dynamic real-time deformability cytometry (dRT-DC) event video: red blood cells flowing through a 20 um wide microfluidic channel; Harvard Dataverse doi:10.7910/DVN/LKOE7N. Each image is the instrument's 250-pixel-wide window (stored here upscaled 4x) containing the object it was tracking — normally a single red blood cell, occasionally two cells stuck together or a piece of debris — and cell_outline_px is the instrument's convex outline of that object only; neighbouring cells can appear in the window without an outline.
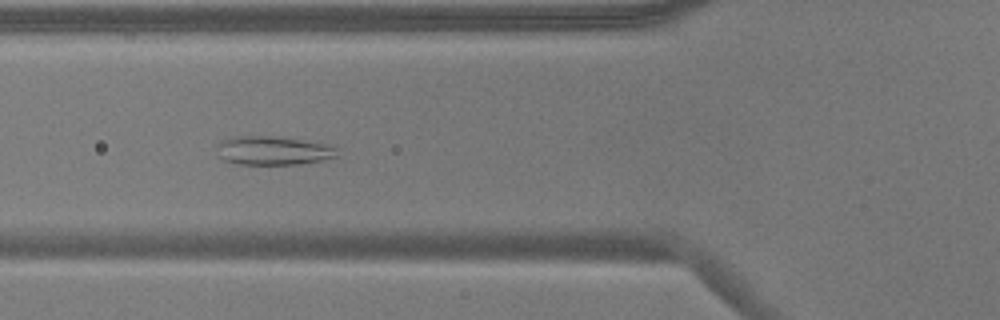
{"species": "common noctule bat (a hibernating species)", "species_latin": "Nyctalus noctula", "temperature_condition": "warm", "stored_images_in_passage": 47, "camera_frame_rate_fps": 3000, "um_per_image_px": 0.085, "animal": {"sex": "male", "body_mass_g": 17.9}, "frame": {"image": 1, "passage_image": 12, "time_ms": 3.667, "image_size_px": [1000, 320], "cell_outline_px": [[340, 156], [320, 160], [296, 164], [240, 164], [224, 160], [220, 156], [216, 148], [216, 144], [220, 140], [236, 136], [268, 136], [336, 144], [340, 148]], "centroid_in_image_um": [23.3, 12.78], "position_along_channel_um": 102.5, "area_um2": 20.46}}
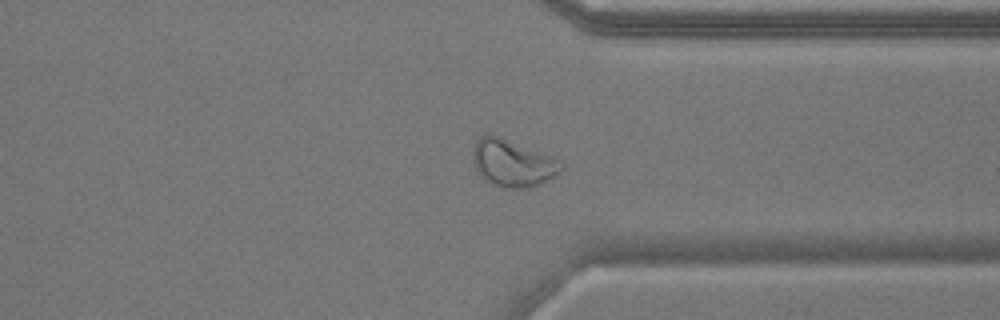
{"frame": {"image": 2, "passage_image": 34, "time_ms": 11.0, "image_size_px": [1000, 320], "cell_outline_px": [[564, 168], [556, 176], [528, 188], [508, 188], [492, 184], [484, 180], [476, 168], [472, 156], [472, 148], [476, 140], [484, 132], [488, 132], [560, 160], [564, 164]], "centroid_in_image_um": [43.54, 13.85], "position_along_channel_um": 367.9, "area_um2": 24.22}}
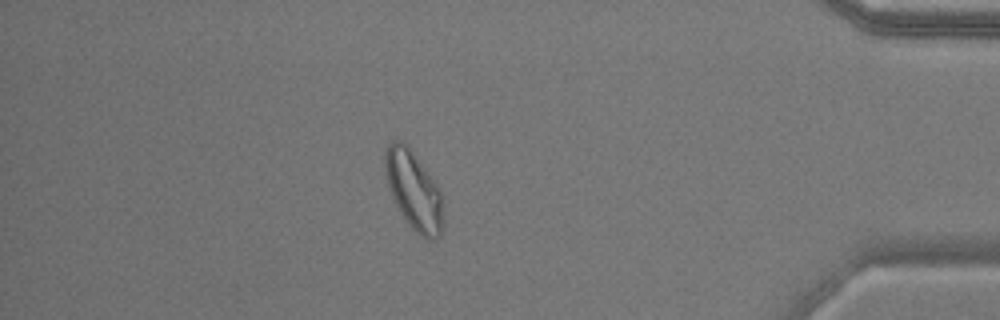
{"frame": {"image": 3, "passage_image": 40, "time_ms": 13.0, "image_size_px": [1000, 320], "cell_outline_px": [[444, 224], [440, 236], [436, 240], [428, 240], [420, 236], [408, 224], [400, 212], [388, 188], [384, 168], [384, 152], [388, 144], [392, 140], [400, 140], [408, 144], [440, 188]], "centroid_in_image_um": [35.17, 16.18], "position_along_channel_um": 400.0, "area_um2": 27.17}, "authors_computed_cell_mechanics": {"area_um2": 24.2182, "velocity_mm_per_s": 3.631, "shape_relaxation_time_tau1_ms": null, "shape_relaxation_time_tau2_ms": 2.4514, "deformation_change_tau1": null, "deformation_change_tau2": 0.086}}